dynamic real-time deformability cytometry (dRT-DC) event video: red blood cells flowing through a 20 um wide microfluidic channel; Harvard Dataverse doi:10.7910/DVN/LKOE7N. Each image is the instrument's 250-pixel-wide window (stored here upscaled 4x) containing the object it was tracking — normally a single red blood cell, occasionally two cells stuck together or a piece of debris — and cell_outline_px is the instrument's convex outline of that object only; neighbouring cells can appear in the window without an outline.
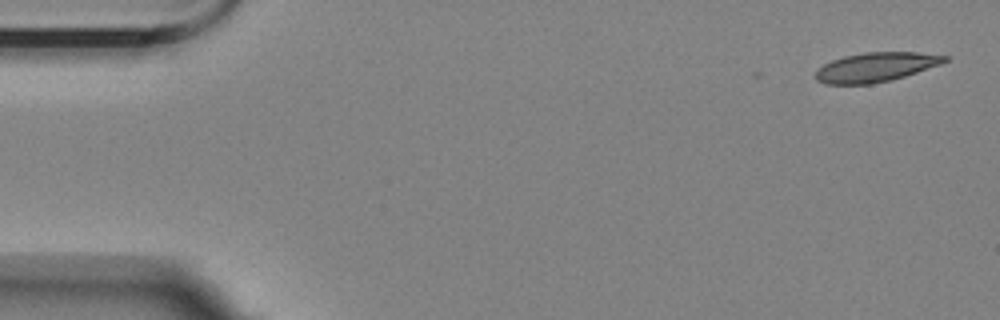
{"species": "Egyptian fruit bat (a non-hibernating species)", "species_latin": "Rousettus aegyptiacus", "temperature_condition": "room temperature", "stored_images_in_passage": 5, "camera_frame_rate_fps": 3000, "um_per_image_px": 0.085, "animal": {"sex": "female"}, "frame": {"image": 1, "passage_image": 1, "time_ms": 0.0, "image_size_px": [1000, 320], "cell_outline_px": [[948, 60], [940, 64], [892, 80], [872, 84], [824, 84], [816, 80], [816, 72], [824, 64], [832, 60], [844, 56], [864, 52], [916, 52], [948, 56]], "centroid_in_image_um": [74.42, 5.71], "position_along_channel_um": 10.6, "area_um2": 21.91}}
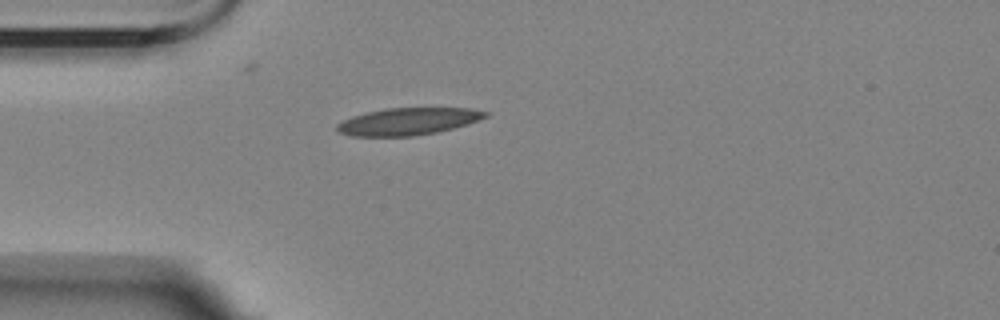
{"frame": {"image": 2, "passage_image": 5, "time_ms": 4.333, "image_size_px": [1000, 320], "cell_outline_px": [[488, 116], [468, 124], [436, 132], [412, 136], [352, 136], [340, 132], [336, 128], [336, 124], [352, 116], [384, 108], [472, 108], [488, 112]], "centroid_in_image_um": [34.69, 10.31], "position_along_channel_um": 50.3, "area_um2": 23.35}}